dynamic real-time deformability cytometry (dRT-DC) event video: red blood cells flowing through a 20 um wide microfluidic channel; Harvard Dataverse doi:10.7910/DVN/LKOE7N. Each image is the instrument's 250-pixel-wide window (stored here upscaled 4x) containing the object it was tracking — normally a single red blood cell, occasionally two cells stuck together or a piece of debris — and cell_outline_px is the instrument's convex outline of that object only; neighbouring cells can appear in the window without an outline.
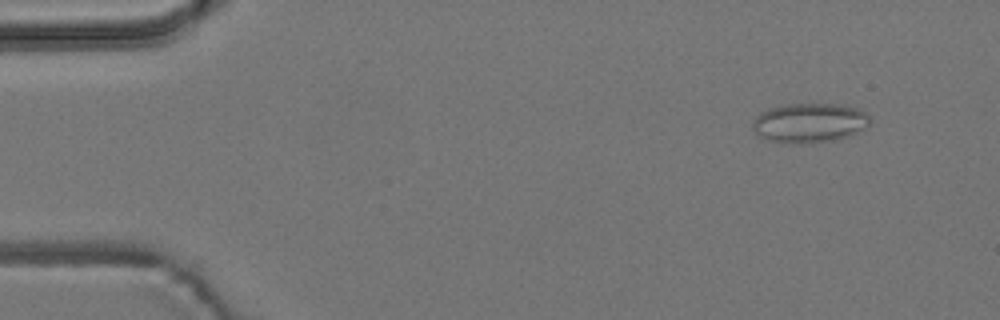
{"species": "common noctule bat (a hibernating species)", "species_latin": "Nyctalus noctula", "temperature_condition": "room temperature", "stored_images_in_passage": 5, "camera_frame_rate_fps": 3000, "um_per_image_px": 0.085, "animal": {"sex": "male", "body_mass_g": 19.2, "forearm_length_mm": 51.8}, "frame": {"image": 1, "passage_image": 2, "time_ms": 1.0, "image_size_px": [1000, 320], "cell_outline_px": [[872, 120], [864, 128], [856, 132], [832, 140], [812, 144], [796, 144], [772, 140], [760, 136], [752, 128], [752, 124], [756, 116], [760, 112], [768, 108], [788, 104], [840, 104], [856, 108], [864, 112]], "centroid_in_image_um": [68.78, 10.44], "position_along_channel_um": 16.2, "area_um2": 26.82}}
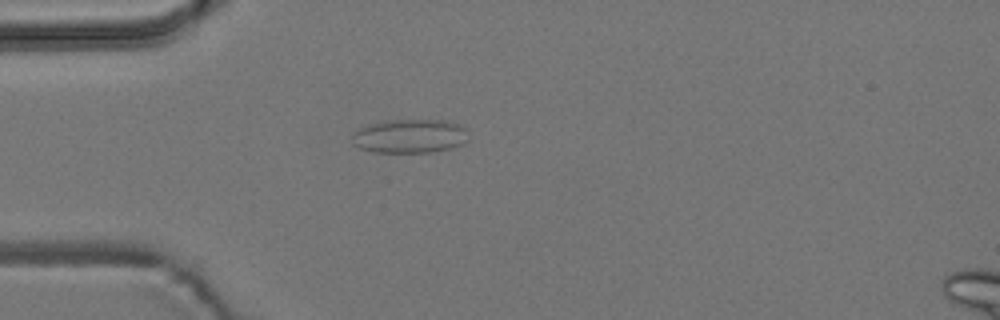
{"frame": {"image": 2, "passage_image": 4, "time_ms": 4.333, "image_size_px": [1000, 320], "cell_outline_px": [[468, 140], [464, 144], [452, 148], [432, 152], [372, 152], [360, 148], [352, 144], [352, 132], [368, 124], [392, 120], [452, 120], [468, 128]], "centroid_in_image_um": [34.89, 11.56], "position_along_channel_um": 50.1, "area_um2": 23.47}}